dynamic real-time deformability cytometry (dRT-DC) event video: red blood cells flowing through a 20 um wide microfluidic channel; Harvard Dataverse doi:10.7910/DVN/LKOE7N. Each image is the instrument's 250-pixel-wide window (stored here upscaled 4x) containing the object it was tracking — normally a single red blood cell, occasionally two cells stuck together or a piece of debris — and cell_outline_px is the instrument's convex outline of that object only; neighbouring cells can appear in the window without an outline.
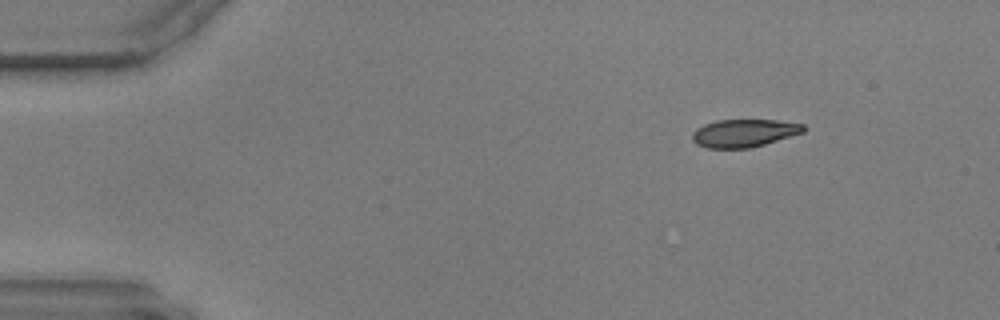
{"species": "common noctule bat (a hibernating species)", "species_latin": "Nyctalus noctula", "temperature_condition": "warm", "stored_images_in_passage": 52, "camera_frame_rate_fps": 3000, "um_per_image_px": 0.085, "animal": {"sex": "male", "body_mass_g": 17.9, "forearm_length_mm": 54.2}, "frame": {"image": 1, "passage_image": 2, "time_ms": 0.333, "image_size_px": [1000, 320], "cell_outline_px": [[808, 128], [804, 132], [752, 148], [708, 148], [696, 144], [692, 140], [692, 132], [696, 128], [704, 124], [716, 120], [776, 120], [804, 124]], "centroid_in_image_um": [63.25, 11.31], "position_along_channel_um": 21.8, "area_um2": 18.21}}
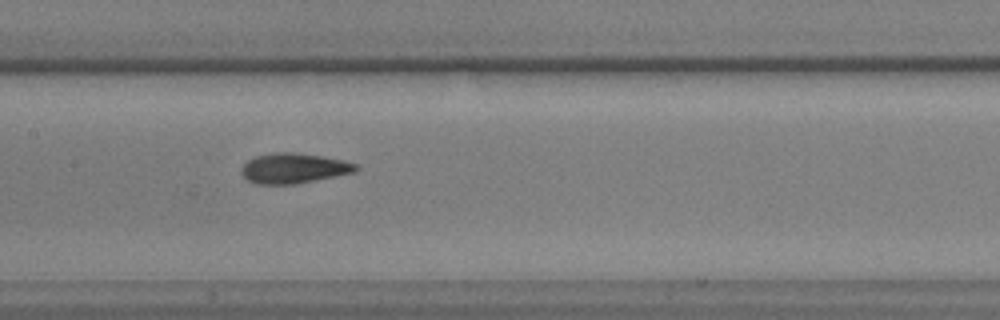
{"frame": {"image": 2, "passage_image": 23, "time_ms": 7.333, "image_size_px": [1000, 320], "cell_outline_px": [[360, 168], [356, 172], [296, 184], [256, 184], [248, 180], [240, 172], [240, 168], [248, 160], [256, 156], [276, 152], [296, 152], [324, 156], [344, 160], [356, 164]], "centroid_in_image_um": [24.99, 14.3], "position_along_channel_um": 182.4, "area_um2": 20.29}}
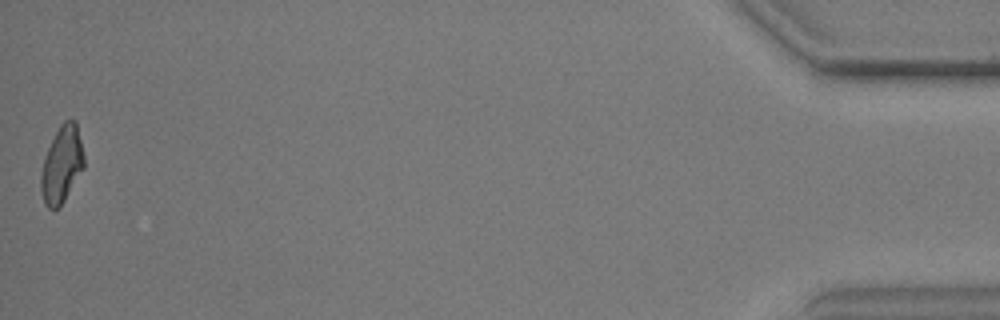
{"frame": {"image": 3, "passage_image": 52, "time_ms": 17.0, "image_size_px": [1000, 320], "cell_outline_px": [[84, 168], [60, 208], [48, 208], [44, 204], [40, 188], [40, 176], [44, 156], [60, 124], [64, 120], [76, 120], [84, 156]], "centroid_in_image_um": [5.24, 14.01], "position_along_channel_um": 430.0, "area_um2": 19.36}}